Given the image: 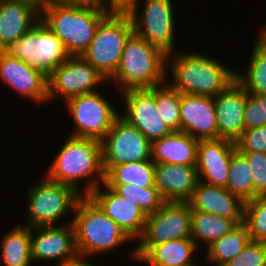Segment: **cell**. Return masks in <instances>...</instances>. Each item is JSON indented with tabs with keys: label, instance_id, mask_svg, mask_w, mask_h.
Listing matches in <instances>:
<instances>
[{
	"label": "cell",
	"instance_id": "1",
	"mask_svg": "<svg viewBox=\"0 0 266 266\" xmlns=\"http://www.w3.org/2000/svg\"><path fill=\"white\" fill-rule=\"evenodd\" d=\"M108 14L102 8L66 0H46L40 6V20L61 40L71 56L84 53Z\"/></svg>",
	"mask_w": 266,
	"mask_h": 266
},
{
	"label": "cell",
	"instance_id": "2",
	"mask_svg": "<svg viewBox=\"0 0 266 266\" xmlns=\"http://www.w3.org/2000/svg\"><path fill=\"white\" fill-rule=\"evenodd\" d=\"M56 155L45 173L48 179L71 186L86 196L104 183L100 141L69 135ZM82 178L88 181L81 191Z\"/></svg>",
	"mask_w": 266,
	"mask_h": 266
},
{
	"label": "cell",
	"instance_id": "3",
	"mask_svg": "<svg viewBox=\"0 0 266 266\" xmlns=\"http://www.w3.org/2000/svg\"><path fill=\"white\" fill-rule=\"evenodd\" d=\"M167 68L173 77L168 84L180 94L215 97L236 80L234 69L206 54L175 52Z\"/></svg>",
	"mask_w": 266,
	"mask_h": 266
},
{
	"label": "cell",
	"instance_id": "4",
	"mask_svg": "<svg viewBox=\"0 0 266 266\" xmlns=\"http://www.w3.org/2000/svg\"><path fill=\"white\" fill-rule=\"evenodd\" d=\"M167 55L133 33L123 49L115 74L109 79L121 91L153 88L167 82Z\"/></svg>",
	"mask_w": 266,
	"mask_h": 266
},
{
	"label": "cell",
	"instance_id": "5",
	"mask_svg": "<svg viewBox=\"0 0 266 266\" xmlns=\"http://www.w3.org/2000/svg\"><path fill=\"white\" fill-rule=\"evenodd\" d=\"M72 224L75 244L80 257L106 253L124 245L132 239L122 228L111 220L100 207L87 195H83L74 211Z\"/></svg>",
	"mask_w": 266,
	"mask_h": 266
},
{
	"label": "cell",
	"instance_id": "6",
	"mask_svg": "<svg viewBox=\"0 0 266 266\" xmlns=\"http://www.w3.org/2000/svg\"><path fill=\"white\" fill-rule=\"evenodd\" d=\"M27 193V220L25 225L34 228L40 226H59L57 222L69 212L74 214L79 199L83 196L75 188L45 179L29 187Z\"/></svg>",
	"mask_w": 266,
	"mask_h": 266
},
{
	"label": "cell",
	"instance_id": "7",
	"mask_svg": "<svg viewBox=\"0 0 266 266\" xmlns=\"http://www.w3.org/2000/svg\"><path fill=\"white\" fill-rule=\"evenodd\" d=\"M133 33L129 14H108L100 22L90 46L81 56L109 81L115 74L125 44Z\"/></svg>",
	"mask_w": 266,
	"mask_h": 266
},
{
	"label": "cell",
	"instance_id": "8",
	"mask_svg": "<svg viewBox=\"0 0 266 266\" xmlns=\"http://www.w3.org/2000/svg\"><path fill=\"white\" fill-rule=\"evenodd\" d=\"M5 51L47 77L71 56L41 20Z\"/></svg>",
	"mask_w": 266,
	"mask_h": 266
},
{
	"label": "cell",
	"instance_id": "9",
	"mask_svg": "<svg viewBox=\"0 0 266 266\" xmlns=\"http://www.w3.org/2000/svg\"><path fill=\"white\" fill-rule=\"evenodd\" d=\"M99 91L69 98L64 103L76 125L70 136L101 141L120 116Z\"/></svg>",
	"mask_w": 266,
	"mask_h": 266
},
{
	"label": "cell",
	"instance_id": "10",
	"mask_svg": "<svg viewBox=\"0 0 266 266\" xmlns=\"http://www.w3.org/2000/svg\"><path fill=\"white\" fill-rule=\"evenodd\" d=\"M144 5L141 14L137 9L129 14L134 33L167 56L175 53V9L172 0H144Z\"/></svg>",
	"mask_w": 266,
	"mask_h": 266
},
{
	"label": "cell",
	"instance_id": "11",
	"mask_svg": "<svg viewBox=\"0 0 266 266\" xmlns=\"http://www.w3.org/2000/svg\"><path fill=\"white\" fill-rule=\"evenodd\" d=\"M100 142L104 173L118 164L151 159V142L121 116Z\"/></svg>",
	"mask_w": 266,
	"mask_h": 266
},
{
	"label": "cell",
	"instance_id": "12",
	"mask_svg": "<svg viewBox=\"0 0 266 266\" xmlns=\"http://www.w3.org/2000/svg\"><path fill=\"white\" fill-rule=\"evenodd\" d=\"M107 79L82 56H70L48 76V101L57 95L65 102L69 98L95 92V87Z\"/></svg>",
	"mask_w": 266,
	"mask_h": 266
},
{
	"label": "cell",
	"instance_id": "13",
	"mask_svg": "<svg viewBox=\"0 0 266 266\" xmlns=\"http://www.w3.org/2000/svg\"><path fill=\"white\" fill-rule=\"evenodd\" d=\"M191 216L188 202H165L155 213L147 216L138 245L191 238Z\"/></svg>",
	"mask_w": 266,
	"mask_h": 266
},
{
	"label": "cell",
	"instance_id": "14",
	"mask_svg": "<svg viewBox=\"0 0 266 266\" xmlns=\"http://www.w3.org/2000/svg\"><path fill=\"white\" fill-rule=\"evenodd\" d=\"M121 93H124L125 113H120V116L141 131L150 142L172 132L157 110L156 87L128 89Z\"/></svg>",
	"mask_w": 266,
	"mask_h": 266
},
{
	"label": "cell",
	"instance_id": "15",
	"mask_svg": "<svg viewBox=\"0 0 266 266\" xmlns=\"http://www.w3.org/2000/svg\"><path fill=\"white\" fill-rule=\"evenodd\" d=\"M68 225L31 228L32 262L60 259L57 266H62L79 256L73 224L69 222ZM33 232L37 234L34 236Z\"/></svg>",
	"mask_w": 266,
	"mask_h": 266
},
{
	"label": "cell",
	"instance_id": "16",
	"mask_svg": "<svg viewBox=\"0 0 266 266\" xmlns=\"http://www.w3.org/2000/svg\"><path fill=\"white\" fill-rule=\"evenodd\" d=\"M0 80L37 104L48 102V77L6 51H0Z\"/></svg>",
	"mask_w": 266,
	"mask_h": 266
},
{
	"label": "cell",
	"instance_id": "17",
	"mask_svg": "<svg viewBox=\"0 0 266 266\" xmlns=\"http://www.w3.org/2000/svg\"><path fill=\"white\" fill-rule=\"evenodd\" d=\"M236 143L227 139L199 140L196 169L198 180L226 187L232 154Z\"/></svg>",
	"mask_w": 266,
	"mask_h": 266
},
{
	"label": "cell",
	"instance_id": "18",
	"mask_svg": "<svg viewBox=\"0 0 266 266\" xmlns=\"http://www.w3.org/2000/svg\"><path fill=\"white\" fill-rule=\"evenodd\" d=\"M180 131L197 140L218 139L213 97L181 94Z\"/></svg>",
	"mask_w": 266,
	"mask_h": 266
},
{
	"label": "cell",
	"instance_id": "19",
	"mask_svg": "<svg viewBox=\"0 0 266 266\" xmlns=\"http://www.w3.org/2000/svg\"><path fill=\"white\" fill-rule=\"evenodd\" d=\"M105 189L102 191L101 188ZM88 196L100 209L132 239L139 238L144 230L147 216L136 204L117 194L104 183Z\"/></svg>",
	"mask_w": 266,
	"mask_h": 266
},
{
	"label": "cell",
	"instance_id": "20",
	"mask_svg": "<svg viewBox=\"0 0 266 266\" xmlns=\"http://www.w3.org/2000/svg\"><path fill=\"white\" fill-rule=\"evenodd\" d=\"M246 90L235 80L225 90L213 97L218 138L236 142L244 131Z\"/></svg>",
	"mask_w": 266,
	"mask_h": 266
},
{
	"label": "cell",
	"instance_id": "21",
	"mask_svg": "<svg viewBox=\"0 0 266 266\" xmlns=\"http://www.w3.org/2000/svg\"><path fill=\"white\" fill-rule=\"evenodd\" d=\"M40 20V6L27 0H0V51L18 41Z\"/></svg>",
	"mask_w": 266,
	"mask_h": 266
},
{
	"label": "cell",
	"instance_id": "22",
	"mask_svg": "<svg viewBox=\"0 0 266 266\" xmlns=\"http://www.w3.org/2000/svg\"><path fill=\"white\" fill-rule=\"evenodd\" d=\"M187 202L194 211L212 213L231 220H243L245 202L225 187L198 181Z\"/></svg>",
	"mask_w": 266,
	"mask_h": 266
},
{
	"label": "cell",
	"instance_id": "23",
	"mask_svg": "<svg viewBox=\"0 0 266 266\" xmlns=\"http://www.w3.org/2000/svg\"><path fill=\"white\" fill-rule=\"evenodd\" d=\"M198 181L196 166L154 165V186L166 202H187Z\"/></svg>",
	"mask_w": 266,
	"mask_h": 266
},
{
	"label": "cell",
	"instance_id": "24",
	"mask_svg": "<svg viewBox=\"0 0 266 266\" xmlns=\"http://www.w3.org/2000/svg\"><path fill=\"white\" fill-rule=\"evenodd\" d=\"M197 249L191 238H181L155 245H136L130 257L149 266H197L192 260Z\"/></svg>",
	"mask_w": 266,
	"mask_h": 266
},
{
	"label": "cell",
	"instance_id": "25",
	"mask_svg": "<svg viewBox=\"0 0 266 266\" xmlns=\"http://www.w3.org/2000/svg\"><path fill=\"white\" fill-rule=\"evenodd\" d=\"M198 142L186 132L172 131L151 142V160L160 164L196 166Z\"/></svg>",
	"mask_w": 266,
	"mask_h": 266
},
{
	"label": "cell",
	"instance_id": "26",
	"mask_svg": "<svg viewBox=\"0 0 266 266\" xmlns=\"http://www.w3.org/2000/svg\"><path fill=\"white\" fill-rule=\"evenodd\" d=\"M0 261L4 266H32L31 228L17 225L6 232L1 241Z\"/></svg>",
	"mask_w": 266,
	"mask_h": 266
},
{
	"label": "cell",
	"instance_id": "27",
	"mask_svg": "<svg viewBox=\"0 0 266 266\" xmlns=\"http://www.w3.org/2000/svg\"><path fill=\"white\" fill-rule=\"evenodd\" d=\"M243 220H231L218 215L192 210L191 239L208 247L212 242L235 229ZM199 241V242H198Z\"/></svg>",
	"mask_w": 266,
	"mask_h": 266
},
{
	"label": "cell",
	"instance_id": "28",
	"mask_svg": "<svg viewBox=\"0 0 266 266\" xmlns=\"http://www.w3.org/2000/svg\"><path fill=\"white\" fill-rule=\"evenodd\" d=\"M154 165L150 160L118 164L104 173V184H134L141 188L154 186Z\"/></svg>",
	"mask_w": 266,
	"mask_h": 266
},
{
	"label": "cell",
	"instance_id": "29",
	"mask_svg": "<svg viewBox=\"0 0 266 266\" xmlns=\"http://www.w3.org/2000/svg\"><path fill=\"white\" fill-rule=\"evenodd\" d=\"M250 241L243 224H239L235 229L212 242L207 248V261L224 266L226 263L236 258Z\"/></svg>",
	"mask_w": 266,
	"mask_h": 266
},
{
	"label": "cell",
	"instance_id": "30",
	"mask_svg": "<svg viewBox=\"0 0 266 266\" xmlns=\"http://www.w3.org/2000/svg\"><path fill=\"white\" fill-rule=\"evenodd\" d=\"M254 42L247 73L236 72L235 77L248 94L262 95L266 94V50L257 40Z\"/></svg>",
	"mask_w": 266,
	"mask_h": 266
},
{
	"label": "cell",
	"instance_id": "31",
	"mask_svg": "<svg viewBox=\"0 0 266 266\" xmlns=\"http://www.w3.org/2000/svg\"><path fill=\"white\" fill-rule=\"evenodd\" d=\"M225 188L244 202L253 199L252 170L246 158L238 150L232 154Z\"/></svg>",
	"mask_w": 266,
	"mask_h": 266
},
{
	"label": "cell",
	"instance_id": "32",
	"mask_svg": "<svg viewBox=\"0 0 266 266\" xmlns=\"http://www.w3.org/2000/svg\"><path fill=\"white\" fill-rule=\"evenodd\" d=\"M105 185L140 207L146 216L155 213L166 202L155 187L141 188L129 183Z\"/></svg>",
	"mask_w": 266,
	"mask_h": 266
},
{
	"label": "cell",
	"instance_id": "33",
	"mask_svg": "<svg viewBox=\"0 0 266 266\" xmlns=\"http://www.w3.org/2000/svg\"><path fill=\"white\" fill-rule=\"evenodd\" d=\"M168 81L156 87V107L171 131H180L181 94L168 85Z\"/></svg>",
	"mask_w": 266,
	"mask_h": 266
},
{
	"label": "cell",
	"instance_id": "34",
	"mask_svg": "<svg viewBox=\"0 0 266 266\" xmlns=\"http://www.w3.org/2000/svg\"><path fill=\"white\" fill-rule=\"evenodd\" d=\"M242 224L250 240L266 242V196L245 202Z\"/></svg>",
	"mask_w": 266,
	"mask_h": 266
},
{
	"label": "cell",
	"instance_id": "35",
	"mask_svg": "<svg viewBox=\"0 0 266 266\" xmlns=\"http://www.w3.org/2000/svg\"><path fill=\"white\" fill-rule=\"evenodd\" d=\"M248 161L253 176V199L266 196V153L240 152Z\"/></svg>",
	"mask_w": 266,
	"mask_h": 266
},
{
	"label": "cell",
	"instance_id": "36",
	"mask_svg": "<svg viewBox=\"0 0 266 266\" xmlns=\"http://www.w3.org/2000/svg\"><path fill=\"white\" fill-rule=\"evenodd\" d=\"M224 266H266V242L252 241Z\"/></svg>",
	"mask_w": 266,
	"mask_h": 266
},
{
	"label": "cell",
	"instance_id": "37",
	"mask_svg": "<svg viewBox=\"0 0 266 266\" xmlns=\"http://www.w3.org/2000/svg\"><path fill=\"white\" fill-rule=\"evenodd\" d=\"M266 124V100H260V95L247 93L244 108V130L258 128Z\"/></svg>",
	"mask_w": 266,
	"mask_h": 266
},
{
	"label": "cell",
	"instance_id": "38",
	"mask_svg": "<svg viewBox=\"0 0 266 266\" xmlns=\"http://www.w3.org/2000/svg\"><path fill=\"white\" fill-rule=\"evenodd\" d=\"M235 143L239 152L266 153V124L258 128L244 130Z\"/></svg>",
	"mask_w": 266,
	"mask_h": 266
},
{
	"label": "cell",
	"instance_id": "39",
	"mask_svg": "<svg viewBox=\"0 0 266 266\" xmlns=\"http://www.w3.org/2000/svg\"><path fill=\"white\" fill-rule=\"evenodd\" d=\"M140 0H107L106 11L109 14H130L138 8Z\"/></svg>",
	"mask_w": 266,
	"mask_h": 266
},
{
	"label": "cell",
	"instance_id": "40",
	"mask_svg": "<svg viewBox=\"0 0 266 266\" xmlns=\"http://www.w3.org/2000/svg\"><path fill=\"white\" fill-rule=\"evenodd\" d=\"M66 1L75 4L96 6L104 10H106V3H107V0H66Z\"/></svg>",
	"mask_w": 266,
	"mask_h": 266
},
{
	"label": "cell",
	"instance_id": "41",
	"mask_svg": "<svg viewBox=\"0 0 266 266\" xmlns=\"http://www.w3.org/2000/svg\"><path fill=\"white\" fill-rule=\"evenodd\" d=\"M84 257L78 256L77 258L67 262L66 264L62 266H94L92 263L87 262V260H84Z\"/></svg>",
	"mask_w": 266,
	"mask_h": 266
},
{
	"label": "cell",
	"instance_id": "42",
	"mask_svg": "<svg viewBox=\"0 0 266 266\" xmlns=\"http://www.w3.org/2000/svg\"><path fill=\"white\" fill-rule=\"evenodd\" d=\"M259 33L260 35L257 37V41L265 48L266 50V26L262 27Z\"/></svg>",
	"mask_w": 266,
	"mask_h": 266
},
{
	"label": "cell",
	"instance_id": "43",
	"mask_svg": "<svg viewBox=\"0 0 266 266\" xmlns=\"http://www.w3.org/2000/svg\"><path fill=\"white\" fill-rule=\"evenodd\" d=\"M260 100H266V94L260 95Z\"/></svg>",
	"mask_w": 266,
	"mask_h": 266
}]
</instances>
